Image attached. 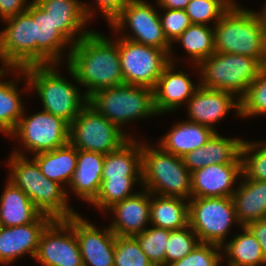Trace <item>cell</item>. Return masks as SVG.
Listing matches in <instances>:
<instances>
[{
	"label": "cell",
	"instance_id": "obj_10",
	"mask_svg": "<svg viewBox=\"0 0 266 266\" xmlns=\"http://www.w3.org/2000/svg\"><path fill=\"white\" fill-rule=\"evenodd\" d=\"M174 50L146 46L119 36L118 52L124 84L154 89Z\"/></svg>",
	"mask_w": 266,
	"mask_h": 266
},
{
	"label": "cell",
	"instance_id": "obj_4",
	"mask_svg": "<svg viewBox=\"0 0 266 266\" xmlns=\"http://www.w3.org/2000/svg\"><path fill=\"white\" fill-rule=\"evenodd\" d=\"M57 64L29 66L24 69H13L26 78V90L35 89L43 104V111L63 118L69 124L78 116L81 109L88 103V97L80 93L77 86L62 77ZM21 72V75H19Z\"/></svg>",
	"mask_w": 266,
	"mask_h": 266
},
{
	"label": "cell",
	"instance_id": "obj_21",
	"mask_svg": "<svg viewBox=\"0 0 266 266\" xmlns=\"http://www.w3.org/2000/svg\"><path fill=\"white\" fill-rule=\"evenodd\" d=\"M150 196L145 189L107 209L115 216L109 228L116 236H135L146 229L150 223Z\"/></svg>",
	"mask_w": 266,
	"mask_h": 266
},
{
	"label": "cell",
	"instance_id": "obj_44",
	"mask_svg": "<svg viewBox=\"0 0 266 266\" xmlns=\"http://www.w3.org/2000/svg\"><path fill=\"white\" fill-rule=\"evenodd\" d=\"M107 22H111L131 0H95Z\"/></svg>",
	"mask_w": 266,
	"mask_h": 266
},
{
	"label": "cell",
	"instance_id": "obj_46",
	"mask_svg": "<svg viewBox=\"0 0 266 266\" xmlns=\"http://www.w3.org/2000/svg\"><path fill=\"white\" fill-rule=\"evenodd\" d=\"M158 7L163 9H180L185 10L191 0H156Z\"/></svg>",
	"mask_w": 266,
	"mask_h": 266
},
{
	"label": "cell",
	"instance_id": "obj_11",
	"mask_svg": "<svg viewBox=\"0 0 266 266\" xmlns=\"http://www.w3.org/2000/svg\"><path fill=\"white\" fill-rule=\"evenodd\" d=\"M0 32V61L5 69H24L36 65L35 21L27 12L3 20Z\"/></svg>",
	"mask_w": 266,
	"mask_h": 266
},
{
	"label": "cell",
	"instance_id": "obj_33",
	"mask_svg": "<svg viewBox=\"0 0 266 266\" xmlns=\"http://www.w3.org/2000/svg\"><path fill=\"white\" fill-rule=\"evenodd\" d=\"M214 40V29H211L209 24H191L175 42L182 44L196 66L215 53Z\"/></svg>",
	"mask_w": 266,
	"mask_h": 266
},
{
	"label": "cell",
	"instance_id": "obj_12",
	"mask_svg": "<svg viewBox=\"0 0 266 266\" xmlns=\"http://www.w3.org/2000/svg\"><path fill=\"white\" fill-rule=\"evenodd\" d=\"M21 116L16 129L9 135L19 137L31 153L51 151L69 143L70 124L63 118L41 111L30 117Z\"/></svg>",
	"mask_w": 266,
	"mask_h": 266
},
{
	"label": "cell",
	"instance_id": "obj_24",
	"mask_svg": "<svg viewBox=\"0 0 266 266\" xmlns=\"http://www.w3.org/2000/svg\"><path fill=\"white\" fill-rule=\"evenodd\" d=\"M104 155L77 150V165L68 186L78 197L90 204L96 199L101 188Z\"/></svg>",
	"mask_w": 266,
	"mask_h": 266
},
{
	"label": "cell",
	"instance_id": "obj_19",
	"mask_svg": "<svg viewBox=\"0 0 266 266\" xmlns=\"http://www.w3.org/2000/svg\"><path fill=\"white\" fill-rule=\"evenodd\" d=\"M236 98V99H235ZM187 120L196 122L214 129V124L224 118L231 108L240 115V100L234 94L199 87L187 101Z\"/></svg>",
	"mask_w": 266,
	"mask_h": 266
},
{
	"label": "cell",
	"instance_id": "obj_3",
	"mask_svg": "<svg viewBox=\"0 0 266 266\" xmlns=\"http://www.w3.org/2000/svg\"><path fill=\"white\" fill-rule=\"evenodd\" d=\"M215 52L261 58L266 63V27L262 15L231 7L215 23Z\"/></svg>",
	"mask_w": 266,
	"mask_h": 266
},
{
	"label": "cell",
	"instance_id": "obj_17",
	"mask_svg": "<svg viewBox=\"0 0 266 266\" xmlns=\"http://www.w3.org/2000/svg\"><path fill=\"white\" fill-rule=\"evenodd\" d=\"M51 220L49 215L41 213L32 223L14 227L3 226L0 230V266L12 263L27 253L34 258L40 235Z\"/></svg>",
	"mask_w": 266,
	"mask_h": 266
},
{
	"label": "cell",
	"instance_id": "obj_38",
	"mask_svg": "<svg viewBox=\"0 0 266 266\" xmlns=\"http://www.w3.org/2000/svg\"><path fill=\"white\" fill-rule=\"evenodd\" d=\"M259 114H266V65L240 99V116L247 118Z\"/></svg>",
	"mask_w": 266,
	"mask_h": 266
},
{
	"label": "cell",
	"instance_id": "obj_42",
	"mask_svg": "<svg viewBox=\"0 0 266 266\" xmlns=\"http://www.w3.org/2000/svg\"><path fill=\"white\" fill-rule=\"evenodd\" d=\"M160 15L161 25L167 40L172 44L192 24L185 10L164 9Z\"/></svg>",
	"mask_w": 266,
	"mask_h": 266
},
{
	"label": "cell",
	"instance_id": "obj_6",
	"mask_svg": "<svg viewBox=\"0 0 266 266\" xmlns=\"http://www.w3.org/2000/svg\"><path fill=\"white\" fill-rule=\"evenodd\" d=\"M142 186L151 194L191 199V172L183 158L142 144Z\"/></svg>",
	"mask_w": 266,
	"mask_h": 266
},
{
	"label": "cell",
	"instance_id": "obj_40",
	"mask_svg": "<svg viewBox=\"0 0 266 266\" xmlns=\"http://www.w3.org/2000/svg\"><path fill=\"white\" fill-rule=\"evenodd\" d=\"M199 242L198 236L189 225L179 230L170 231L165 247V266L187 256Z\"/></svg>",
	"mask_w": 266,
	"mask_h": 266
},
{
	"label": "cell",
	"instance_id": "obj_47",
	"mask_svg": "<svg viewBox=\"0 0 266 266\" xmlns=\"http://www.w3.org/2000/svg\"><path fill=\"white\" fill-rule=\"evenodd\" d=\"M260 14L262 15L263 21H264V25L266 27V2L264 4V7L262 9V12H260Z\"/></svg>",
	"mask_w": 266,
	"mask_h": 266
},
{
	"label": "cell",
	"instance_id": "obj_41",
	"mask_svg": "<svg viewBox=\"0 0 266 266\" xmlns=\"http://www.w3.org/2000/svg\"><path fill=\"white\" fill-rule=\"evenodd\" d=\"M222 247L210 243L199 242L191 253L175 261L169 266H220Z\"/></svg>",
	"mask_w": 266,
	"mask_h": 266
},
{
	"label": "cell",
	"instance_id": "obj_39",
	"mask_svg": "<svg viewBox=\"0 0 266 266\" xmlns=\"http://www.w3.org/2000/svg\"><path fill=\"white\" fill-rule=\"evenodd\" d=\"M114 266H154L134 236H116Z\"/></svg>",
	"mask_w": 266,
	"mask_h": 266
},
{
	"label": "cell",
	"instance_id": "obj_48",
	"mask_svg": "<svg viewBox=\"0 0 266 266\" xmlns=\"http://www.w3.org/2000/svg\"><path fill=\"white\" fill-rule=\"evenodd\" d=\"M2 227H3V225H2V222H1V220H0V230L2 229Z\"/></svg>",
	"mask_w": 266,
	"mask_h": 266
},
{
	"label": "cell",
	"instance_id": "obj_22",
	"mask_svg": "<svg viewBox=\"0 0 266 266\" xmlns=\"http://www.w3.org/2000/svg\"><path fill=\"white\" fill-rule=\"evenodd\" d=\"M173 58L165 67L154 88V106L157 114L178 109L193 96L200 85H194L186 72L174 71Z\"/></svg>",
	"mask_w": 266,
	"mask_h": 266
},
{
	"label": "cell",
	"instance_id": "obj_30",
	"mask_svg": "<svg viewBox=\"0 0 266 266\" xmlns=\"http://www.w3.org/2000/svg\"><path fill=\"white\" fill-rule=\"evenodd\" d=\"M41 173L58 184H69L77 165V149L70 143L51 151L33 154Z\"/></svg>",
	"mask_w": 266,
	"mask_h": 266
},
{
	"label": "cell",
	"instance_id": "obj_32",
	"mask_svg": "<svg viewBox=\"0 0 266 266\" xmlns=\"http://www.w3.org/2000/svg\"><path fill=\"white\" fill-rule=\"evenodd\" d=\"M7 70L13 71V69L8 68L0 69V80ZM15 83L17 82L14 80L0 81V132L8 136L16 129L25 110Z\"/></svg>",
	"mask_w": 266,
	"mask_h": 266
},
{
	"label": "cell",
	"instance_id": "obj_14",
	"mask_svg": "<svg viewBox=\"0 0 266 266\" xmlns=\"http://www.w3.org/2000/svg\"><path fill=\"white\" fill-rule=\"evenodd\" d=\"M43 266H83L72 216L67 219H52L43 229L35 254Z\"/></svg>",
	"mask_w": 266,
	"mask_h": 266
},
{
	"label": "cell",
	"instance_id": "obj_35",
	"mask_svg": "<svg viewBox=\"0 0 266 266\" xmlns=\"http://www.w3.org/2000/svg\"><path fill=\"white\" fill-rule=\"evenodd\" d=\"M241 159L242 173L247 179L266 181L265 142L255 143L244 140L241 147Z\"/></svg>",
	"mask_w": 266,
	"mask_h": 266
},
{
	"label": "cell",
	"instance_id": "obj_26",
	"mask_svg": "<svg viewBox=\"0 0 266 266\" xmlns=\"http://www.w3.org/2000/svg\"><path fill=\"white\" fill-rule=\"evenodd\" d=\"M215 132V129L196 122L181 121L163 136L158 146L175 156L183 157L206 144Z\"/></svg>",
	"mask_w": 266,
	"mask_h": 266
},
{
	"label": "cell",
	"instance_id": "obj_43",
	"mask_svg": "<svg viewBox=\"0 0 266 266\" xmlns=\"http://www.w3.org/2000/svg\"><path fill=\"white\" fill-rule=\"evenodd\" d=\"M29 4L27 0H0L1 20L3 21L27 11Z\"/></svg>",
	"mask_w": 266,
	"mask_h": 266
},
{
	"label": "cell",
	"instance_id": "obj_13",
	"mask_svg": "<svg viewBox=\"0 0 266 266\" xmlns=\"http://www.w3.org/2000/svg\"><path fill=\"white\" fill-rule=\"evenodd\" d=\"M109 25L117 32L124 30L125 25H130L133 33L121 35L122 38L162 50H172V44L163 31L160 14L144 0H131Z\"/></svg>",
	"mask_w": 266,
	"mask_h": 266
},
{
	"label": "cell",
	"instance_id": "obj_16",
	"mask_svg": "<svg viewBox=\"0 0 266 266\" xmlns=\"http://www.w3.org/2000/svg\"><path fill=\"white\" fill-rule=\"evenodd\" d=\"M53 21L58 30L74 45L91 30L85 29L94 9L79 0H34ZM93 10V11H92ZM91 17V18H90ZM83 30V31H82ZM77 35V36H76ZM76 38V39H75Z\"/></svg>",
	"mask_w": 266,
	"mask_h": 266
},
{
	"label": "cell",
	"instance_id": "obj_37",
	"mask_svg": "<svg viewBox=\"0 0 266 266\" xmlns=\"http://www.w3.org/2000/svg\"><path fill=\"white\" fill-rule=\"evenodd\" d=\"M231 5H235L233 0H191L185 12L192 24L207 25L210 21L215 24Z\"/></svg>",
	"mask_w": 266,
	"mask_h": 266
},
{
	"label": "cell",
	"instance_id": "obj_45",
	"mask_svg": "<svg viewBox=\"0 0 266 266\" xmlns=\"http://www.w3.org/2000/svg\"><path fill=\"white\" fill-rule=\"evenodd\" d=\"M246 227L253 233L260 243L262 254L266 261V219L252 221L248 223Z\"/></svg>",
	"mask_w": 266,
	"mask_h": 266
},
{
	"label": "cell",
	"instance_id": "obj_25",
	"mask_svg": "<svg viewBox=\"0 0 266 266\" xmlns=\"http://www.w3.org/2000/svg\"><path fill=\"white\" fill-rule=\"evenodd\" d=\"M241 182L231 196L240 226L266 219V181L247 179Z\"/></svg>",
	"mask_w": 266,
	"mask_h": 266
},
{
	"label": "cell",
	"instance_id": "obj_18",
	"mask_svg": "<svg viewBox=\"0 0 266 266\" xmlns=\"http://www.w3.org/2000/svg\"><path fill=\"white\" fill-rule=\"evenodd\" d=\"M242 163L212 164L191 172V197H231Z\"/></svg>",
	"mask_w": 266,
	"mask_h": 266
},
{
	"label": "cell",
	"instance_id": "obj_7",
	"mask_svg": "<svg viewBox=\"0 0 266 266\" xmlns=\"http://www.w3.org/2000/svg\"><path fill=\"white\" fill-rule=\"evenodd\" d=\"M88 103L121 130L131 120L158 115L154 89L145 86L123 84L101 89L88 98Z\"/></svg>",
	"mask_w": 266,
	"mask_h": 266
},
{
	"label": "cell",
	"instance_id": "obj_1",
	"mask_svg": "<svg viewBox=\"0 0 266 266\" xmlns=\"http://www.w3.org/2000/svg\"><path fill=\"white\" fill-rule=\"evenodd\" d=\"M67 59L69 74L87 88L88 98L98 90L124 84L118 39L112 41L92 30L72 46Z\"/></svg>",
	"mask_w": 266,
	"mask_h": 266
},
{
	"label": "cell",
	"instance_id": "obj_29",
	"mask_svg": "<svg viewBox=\"0 0 266 266\" xmlns=\"http://www.w3.org/2000/svg\"><path fill=\"white\" fill-rule=\"evenodd\" d=\"M153 196L155 198L151 199ZM188 214L189 200L151 194L150 223L153 226L171 231L182 229L189 225Z\"/></svg>",
	"mask_w": 266,
	"mask_h": 266
},
{
	"label": "cell",
	"instance_id": "obj_27",
	"mask_svg": "<svg viewBox=\"0 0 266 266\" xmlns=\"http://www.w3.org/2000/svg\"><path fill=\"white\" fill-rule=\"evenodd\" d=\"M132 137L117 150L104 155L102 179L142 177V143Z\"/></svg>",
	"mask_w": 266,
	"mask_h": 266
},
{
	"label": "cell",
	"instance_id": "obj_36",
	"mask_svg": "<svg viewBox=\"0 0 266 266\" xmlns=\"http://www.w3.org/2000/svg\"><path fill=\"white\" fill-rule=\"evenodd\" d=\"M170 231L152 225L151 228H146L142 233L134 236L154 266H165V247Z\"/></svg>",
	"mask_w": 266,
	"mask_h": 266
},
{
	"label": "cell",
	"instance_id": "obj_23",
	"mask_svg": "<svg viewBox=\"0 0 266 266\" xmlns=\"http://www.w3.org/2000/svg\"><path fill=\"white\" fill-rule=\"evenodd\" d=\"M242 139L223 137L215 132L203 146L183 156L186 168L193 172L212 164L242 163Z\"/></svg>",
	"mask_w": 266,
	"mask_h": 266
},
{
	"label": "cell",
	"instance_id": "obj_5",
	"mask_svg": "<svg viewBox=\"0 0 266 266\" xmlns=\"http://www.w3.org/2000/svg\"><path fill=\"white\" fill-rule=\"evenodd\" d=\"M264 65L261 58L215 52L196 65V70H200L201 87L227 91L240 100Z\"/></svg>",
	"mask_w": 266,
	"mask_h": 266
},
{
	"label": "cell",
	"instance_id": "obj_34",
	"mask_svg": "<svg viewBox=\"0 0 266 266\" xmlns=\"http://www.w3.org/2000/svg\"><path fill=\"white\" fill-rule=\"evenodd\" d=\"M139 180V181H138ZM142 177H124V179H102L98 196L91 203L96 208L107 210L113 204L136 194L131 190L136 182L142 183ZM133 192V193H132Z\"/></svg>",
	"mask_w": 266,
	"mask_h": 266
},
{
	"label": "cell",
	"instance_id": "obj_20",
	"mask_svg": "<svg viewBox=\"0 0 266 266\" xmlns=\"http://www.w3.org/2000/svg\"><path fill=\"white\" fill-rule=\"evenodd\" d=\"M27 12L35 21L36 65L58 64L66 45L73 44L56 28L53 21L34 0L30 2ZM62 53V54H61Z\"/></svg>",
	"mask_w": 266,
	"mask_h": 266
},
{
	"label": "cell",
	"instance_id": "obj_31",
	"mask_svg": "<svg viewBox=\"0 0 266 266\" xmlns=\"http://www.w3.org/2000/svg\"><path fill=\"white\" fill-rule=\"evenodd\" d=\"M243 233L236 235L229 243H224L221 249L227 255L228 266H264L266 261L262 254L260 243L253 233L242 226Z\"/></svg>",
	"mask_w": 266,
	"mask_h": 266
},
{
	"label": "cell",
	"instance_id": "obj_8",
	"mask_svg": "<svg viewBox=\"0 0 266 266\" xmlns=\"http://www.w3.org/2000/svg\"><path fill=\"white\" fill-rule=\"evenodd\" d=\"M130 138L89 103L70 124L69 143L77 150L108 154Z\"/></svg>",
	"mask_w": 266,
	"mask_h": 266
},
{
	"label": "cell",
	"instance_id": "obj_15",
	"mask_svg": "<svg viewBox=\"0 0 266 266\" xmlns=\"http://www.w3.org/2000/svg\"><path fill=\"white\" fill-rule=\"evenodd\" d=\"M72 228L79 244L83 266H114L116 235L109 227L101 231L77 214L72 216Z\"/></svg>",
	"mask_w": 266,
	"mask_h": 266
},
{
	"label": "cell",
	"instance_id": "obj_2",
	"mask_svg": "<svg viewBox=\"0 0 266 266\" xmlns=\"http://www.w3.org/2000/svg\"><path fill=\"white\" fill-rule=\"evenodd\" d=\"M16 150H13L8 160L11 170L8 181L23 190L34 206L52 219H67L77 215L67 202L68 190L46 178L33 158L30 160Z\"/></svg>",
	"mask_w": 266,
	"mask_h": 266
},
{
	"label": "cell",
	"instance_id": "obj_9",
	"mask_svg": "<svg viewBox=\"0 0 266 266\" xmlns=\"http://www.w3.org/2000/svg\"><path fill=\"white\" fill-rule=\"evenodd\" d=\"M188 217L200 242L220 247L232 224H239L231 197H191Z\"/></svg>",
	"mask_w": 266,
	"mask_h": 266
},
{
	"label": "cell",
	"instance_id": "obj_28",
	"mask_svg": "<svg viewBox=\"0 0 266 266\" xmlns=\"http://www.w3.org/2000/svg\"><path fill=\"white\" fill-rule=\"evenodd\" d=\"M0 197V220L4 227L32 223L41 212L34 206L26 193L7 181Z\"/></svg>",
	"mask_w": 266,
	"mask_h": 266
}]
</instances>
